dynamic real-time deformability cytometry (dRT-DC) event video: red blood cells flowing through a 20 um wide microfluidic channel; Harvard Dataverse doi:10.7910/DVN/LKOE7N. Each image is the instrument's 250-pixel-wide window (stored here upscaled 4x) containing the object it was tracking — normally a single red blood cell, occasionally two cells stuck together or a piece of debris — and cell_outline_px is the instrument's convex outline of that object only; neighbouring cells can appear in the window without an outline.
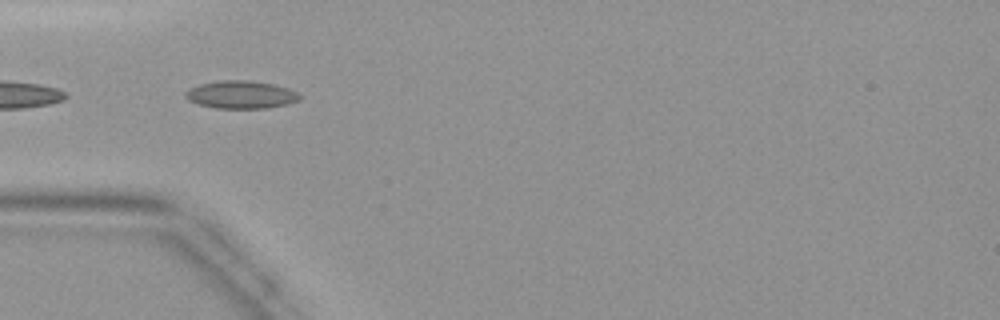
{"species": "common noctule bat (a hibernating species)", "species_latin": "Nyctalus noctula", "temperature_condition": "warm", "stored_images_in_passage": 23, "camera_frame_rate_fps": 3000, "um_per_image_px": 0.085, "animal": {"sex": "female", "body_mass_g": 19.9}, "frame": {"image": 1, "passage_image": 14, "time_ms": 4.333, "image_size_px": [1000, 320], "cell_outline_px": [[304, 96], [300, 100], [288, 104], [268, 108], [216, 108], [200, 104], [188, 100], [184, 96], [184, 92], [200, 84], [224, 80], [248, 80], [272, 84], [288, 88]], "centroid_in_image_um": [20.53, 8.05], "position_along_channel_um": 64.5, "area_um2": 18.44}}
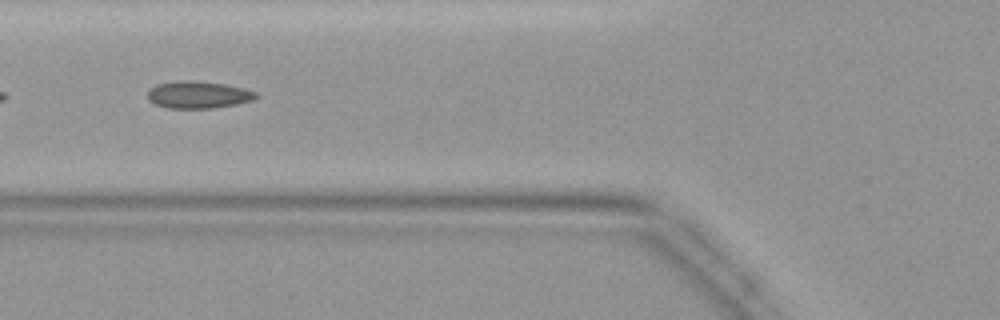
{"frame": {"image": 2, "passage_image": 17, "time_ms": 5.333, "image_size_px": [1000, 320], "cell_outline_px": [[260, 96], [256, 100], [236, 104], [212, 108], [168, 108], [156, 104], [148, 100], [148, 92], [156, 84], [176, 80], [196, 80], [224, 84], [244, 88], [256, 92]], "centroid_in_image_um": [16.89, 8.04], "position_along_channel_um": 108.9, "area_um2": 17.34}}